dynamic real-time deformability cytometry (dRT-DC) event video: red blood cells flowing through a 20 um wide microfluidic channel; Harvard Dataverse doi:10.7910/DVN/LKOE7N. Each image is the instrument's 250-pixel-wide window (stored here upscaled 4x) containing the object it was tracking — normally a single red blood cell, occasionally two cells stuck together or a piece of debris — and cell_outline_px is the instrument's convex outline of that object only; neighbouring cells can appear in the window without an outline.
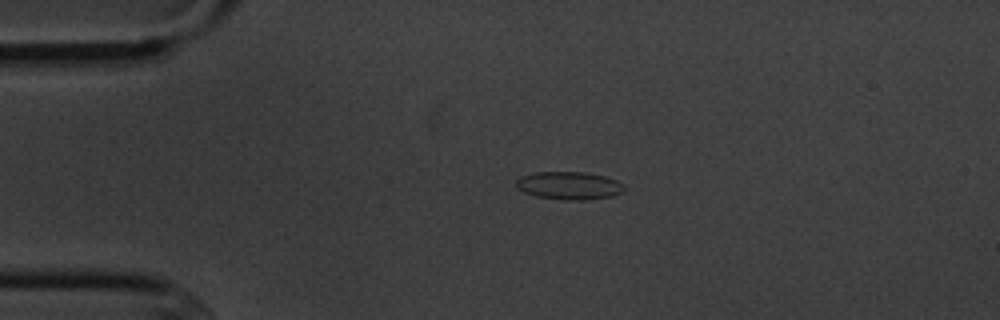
{"species": "common noctule bat (a hibernating species)", "species_latin": "Nyctalus noctula", "temperature_condition": "cold", "stored_images_in_passage": 4, "camera_frame_rate_fps": 3000, "um_per_image_px": 0.085, "animal": {"sex": "male", "body_mass_g": 20.1, "forearm_length_mm": 53.5}, "frame": {"image": 1, "passage_image": 3, "time_ms": 2.333, "image_size_px": [1000, 320], "cell_outline_px": [[624, 188], [620, 192], [612, 196], [584, 200], [564, 200], [536, 196], [524, 192], [516, 188], [516, 180], [520, 176], [536, 172], [584, 172], [604, 176], [616, 180], [624, 184]], "centroid_in_image_um": [48.34, 15.77], "position_along_channel_um": 36.7, "area_um2": 17.51}}